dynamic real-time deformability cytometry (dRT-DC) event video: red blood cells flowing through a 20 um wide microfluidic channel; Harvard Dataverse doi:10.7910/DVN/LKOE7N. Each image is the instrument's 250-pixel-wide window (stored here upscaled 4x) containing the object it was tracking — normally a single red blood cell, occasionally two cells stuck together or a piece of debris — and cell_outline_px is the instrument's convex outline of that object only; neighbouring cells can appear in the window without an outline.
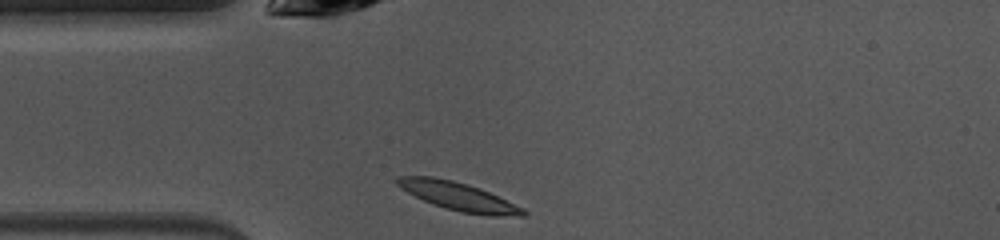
{"species": "common noctule bat (a hibernating species)", "species_latin": "Nyctalus noctula", "temperature_condition": "warm", "stored_images_in_passage": 38, "camera_frame_rate_fps": 3000, "um_per_image_px": 0.085, "animal": {"sex": "female", "body_mass_g": 10.0, "forearm_length_mm": 53.1}, "frame": {"image": 1, "passage_image": 1, "time_ms": 0.0, "image_size_px": [1000, 240], "cell_outline_px": [[528, 212], [524, 216], [488, 216], [460, 212], [432, 204], [408, 192], [396, 184], [396, 180], [400, 176], [432, 176], [452, 180], [468, 184], [480, 188], [524, 208]], "centroid_in_image_um": [39.01, 16.7], "position_along_channel_um": 46.0, "area_um2": 20.63}}
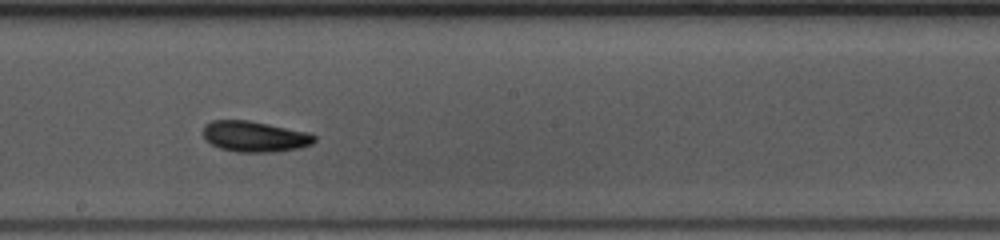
{"frame": {"image": 2, "passage_image": 15, "time_ms": 4.667, "image_size_px": [1000, 240], "cell_outline_px": [[316, 140], [312, 144], [300, 148], [272, 152], [236, 152], [220, 148], [204, 140], [204, 124], [212, 120], [248, 120], [308, 132], [316, 136]], "centroid_in_image_um": [21.64, 11.6], "position_along_channel_um": 226.6, "area_um2": 20.0}}
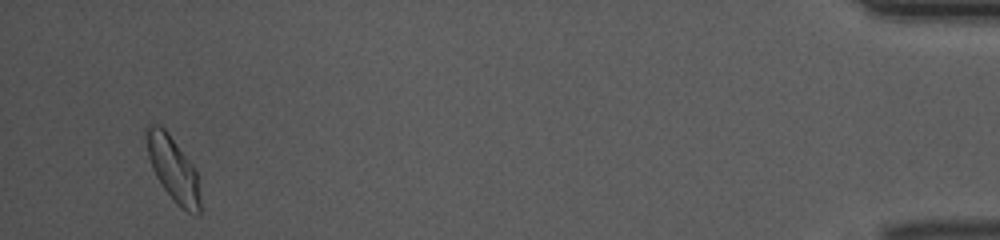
{"frame": {"image": 3, "passage_image": 36, "time_ms": 11.667, "image_size_px": [1000, 240], "cell_outline_px": [[200, 216], [196, 216], [180, 208], [176, 204], [160, 184], [152, 168], [148, 156], [144, 136], [144, 128], [148, 124], [160, 124], [168, 132], [192, 164], [196, 172], [200, 200]], "centroid_in_image_um": [14.68, 14.34], "position_along_channel_um": 420.5, "area_um2": 20.52}, "authors_computed_cell_mechanics": {"area_um2": 19.652, "velocity_mm_per_s": 4.0095, "shape_relaxation_time_tau1_ms": 3.1953, "shape_relaxation_time_tau2_ms": 1.7114, "deformation_change_tau1": 0.1022, "deformation_change_tau2": 0.0629}}